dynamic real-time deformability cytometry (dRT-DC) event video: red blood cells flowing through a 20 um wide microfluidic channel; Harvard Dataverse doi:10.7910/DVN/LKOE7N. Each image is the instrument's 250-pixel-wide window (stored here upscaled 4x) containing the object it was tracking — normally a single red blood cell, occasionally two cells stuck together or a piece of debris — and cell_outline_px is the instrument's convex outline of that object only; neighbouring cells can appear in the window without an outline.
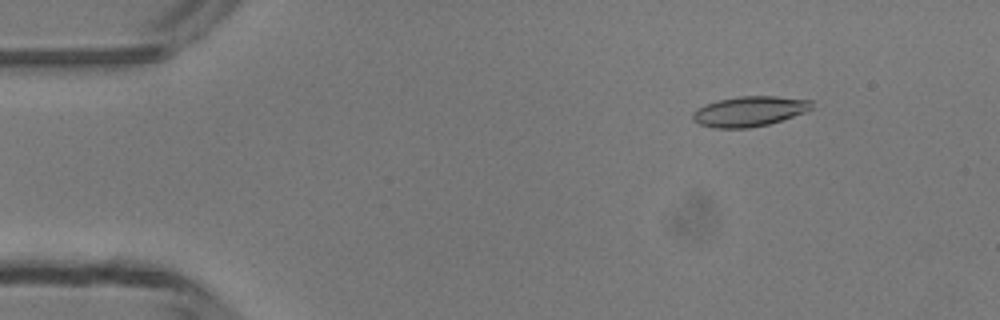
{"species": "common noctule bat (a hibernating species)", "species_latin": "Nyctalus noctula", "temperature_condition": "room temperature", "stored_images_in_passage": 49, "camera_frame_rate_fps": 3000, "um_per_image_px": 0.085, "animal": {"sex": "male", "body_mass_g": 13.3}, "frame": {"image": 1, "passage_image": 7, "time_ms": 2.0, "image_size_px": [1000, 320], "cell_outline_px": [[812, 108], [808, 112], [768, 124], [748, 128], [716, 128], [700, 124], [692, 120], [692, 112], [696, 108], [704, 104], [720, 100], [740, 96], [776, 96], [812, 100]], "centroid_in_image_um": [63.7, 9.46], "position_along_channel_um": 21.3, "area_um2": 20.98}}
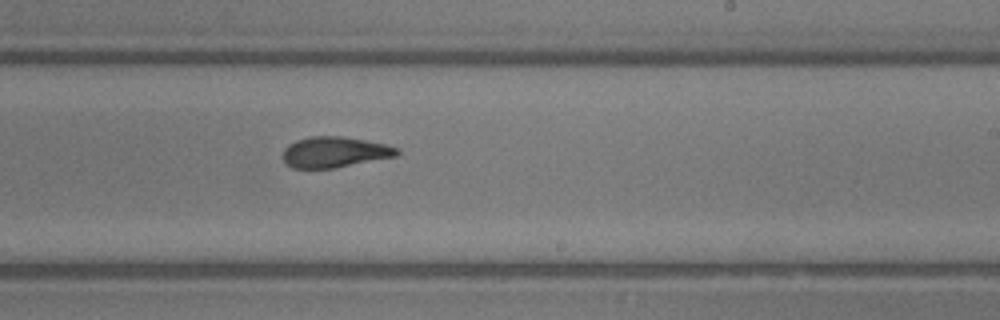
{"frame": {"image": 2, "passage_image": 30, "time_ms": 9.667, "image_size_px": [1000, 320], "cell_outline_px": [[400, 152], [396, 156], [336, 168], [292, 168], [284, 160], [284, 148], [288, 144], [296, 140], [312, 136], [340, 136], [388, 144], [400, 148]], "centroid_in_image_um": [28.48, 12.92], "position_along_channel_um": 260.5, "area_um2": 20.46}}
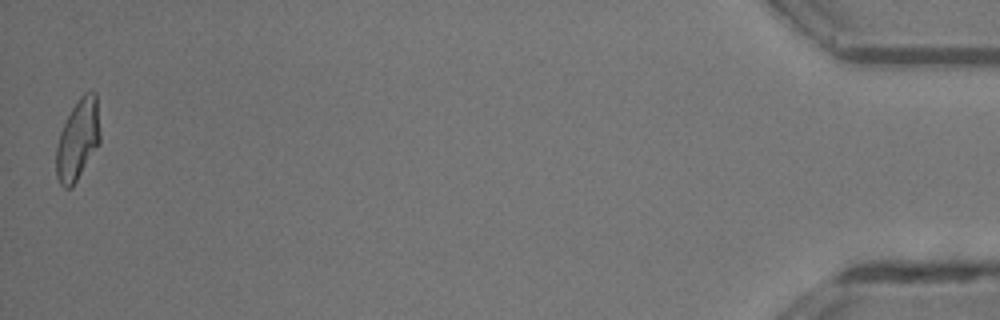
{"frame": {"image": 3, "passage_image": 49, "time_ms": 16.0, "image_size_px": [1000, 320], "cell_outline_px": [[100, 144], [72, 188], [64, 188], [60, 184], [56, 176], [56, 148], [60, 132], [72, 108], [80, 96], [84, 92], [96, 92], [100, 132]], "centroid_in_image_um": [6.62, 11.9], "position_along_channel_um": 428.6, "area_um2": 20.75}, "authors_computed_cell_mechanics": {"area_um2": 20.8658, "velocity_mm_per_s": 4.2257, "shape_relaxation_time_tau1_ms": null, "shape_relaxation_time_tau2_ms": 2.0345, "deformation_change_tau1": null, "deformation_change_tau2": 0.0965}}